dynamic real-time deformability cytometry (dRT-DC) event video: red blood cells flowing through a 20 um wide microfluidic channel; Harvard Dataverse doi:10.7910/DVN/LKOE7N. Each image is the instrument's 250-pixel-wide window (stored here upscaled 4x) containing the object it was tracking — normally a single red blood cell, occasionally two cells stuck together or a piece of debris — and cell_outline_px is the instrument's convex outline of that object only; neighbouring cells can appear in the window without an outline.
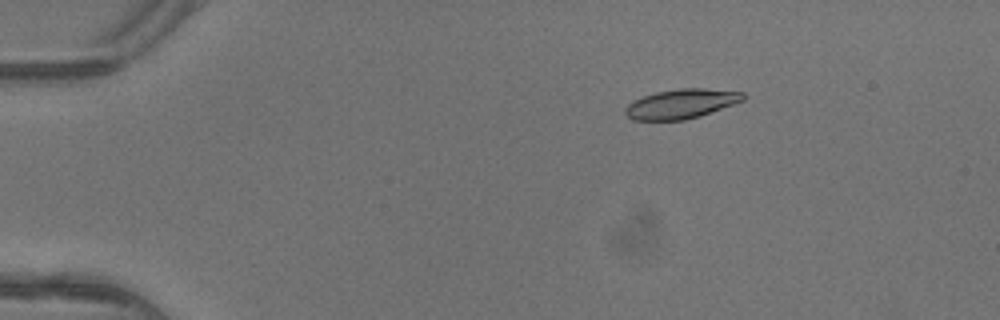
{"species": "common noctule bat (a hibernating species)", "species_latin": "Nyctalus noctula", "temperature_condition": "warm", "stored_images_in_passage": 4, "camera_frame_rate_fps": 3000, "um_per_image_px": 0.085, "animal": {"sex": "female"}, "frame": {"image": 1, "passage_image": 3, "time_ms": 0.667, "image_size_px": [1000, 320], "cell_outline_px": [[744, 100], [700, 116], [684, 120], [632, 120], [624, 112], [624, 108], [632, 100], [656, 92], [680, 88], [704, 88], [744, 92]], "centroid_in_image_um": [57.88, 8.82], "position_along_channel_um": 27.1, "area_um2": 20.23}}